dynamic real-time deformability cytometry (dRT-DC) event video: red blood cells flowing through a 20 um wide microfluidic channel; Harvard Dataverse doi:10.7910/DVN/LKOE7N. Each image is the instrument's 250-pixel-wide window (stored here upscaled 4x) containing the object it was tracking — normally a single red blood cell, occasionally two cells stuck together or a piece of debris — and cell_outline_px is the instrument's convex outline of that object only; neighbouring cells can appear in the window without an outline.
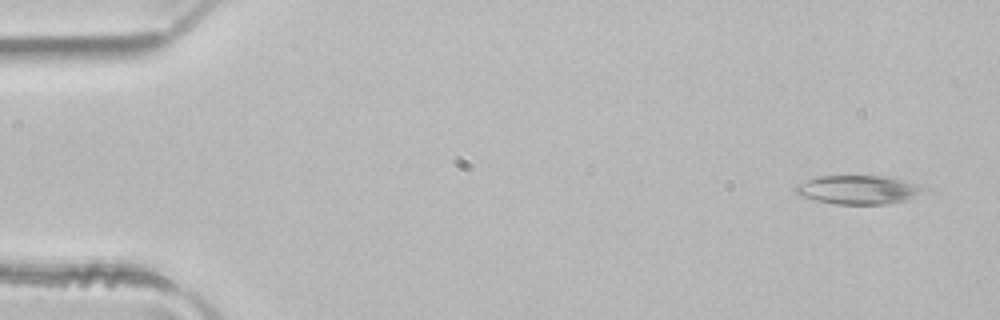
{"species": "common noctule bat (a hibernating species)", "species_latin": "Nyctalus noctula", "temperature_condition": "room temperature", "stored_images_in_passage": 4, "camera_frame_rate_fps": 3000, "um_per_image_px": 0.085, "animal": {"sex": "male", "body_mass_g": 21.5, "forearm_length_mm": 52.0}, "frame": {"image": 1, "passage_image": 1, "time_ms": 0.0, "image_size_px": [1000, 320], "cell_outline_px": [[920, 192], [912, 200], [888, 204], [836, 204], [816, 200], [800, 196], [796, 192], [796, 184], [816, 176], [884, 176], [904, 180], [920, 188]], "centroid_in_image_um": [72.89, 16.14], "position_along_channel_um": 12.1, "area_um2": 21.21}}
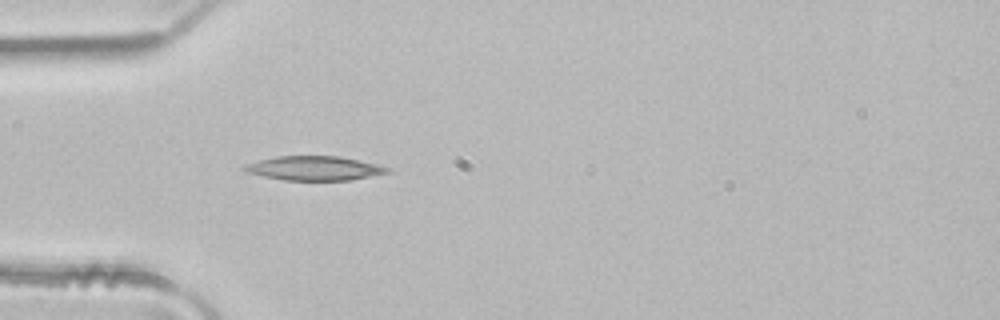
{"frame": {"image": 2, "passage_image": 4, "time_ms": 1.0, "image_size_px": [1000, 320], "cell_outline_px": [[392, 172], [352, 180], [284, 180], [244, 172], [240, 168], [244, 164], [276, 156], [340, 156], [376, 164], [392, 168]], "centroid_in_image_um": [26.72, 14.3], "position_along_channel_um": 58.3, "area_um2": 20.35}}